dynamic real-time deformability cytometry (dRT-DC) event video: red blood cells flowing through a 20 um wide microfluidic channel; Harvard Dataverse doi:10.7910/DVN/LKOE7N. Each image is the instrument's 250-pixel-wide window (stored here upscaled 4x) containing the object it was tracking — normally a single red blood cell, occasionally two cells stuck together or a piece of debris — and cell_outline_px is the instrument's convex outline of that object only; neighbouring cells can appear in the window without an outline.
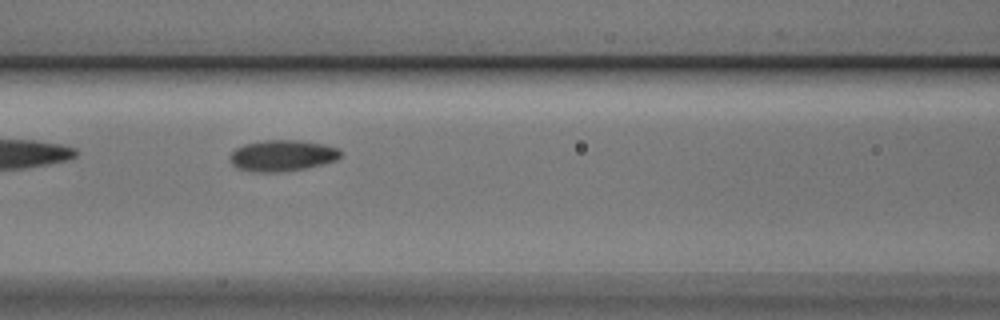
{"species": "Egyptian fruit bat (a non-hibernating species)", "species_latin": "Rousettus aegyptiacus", "temperature_condition": "cold", "stored_images_in_passage": 9, "camera_frame_rate_fps": 3000, "um_per_image_px": 0.085, "animal": {"sex": "male"}, "frame": {"image": 1, "passage_image": 4, "time_ms": 1.0, "image_size_px": [1000, 320], "cell_outline_px": [[340, 156], [336, 160], [304, 168], [280, 172], [252, 172], [236, 168], [232, 164], [228, 156], [236, 148], [244, 144], [264, 140], [300, 140], [324, 144], [340, 148]], "centroid_in_image_um": [23.96, 13.22], "position_along_channel_um": 142.6, "area_um2": 20.17}}
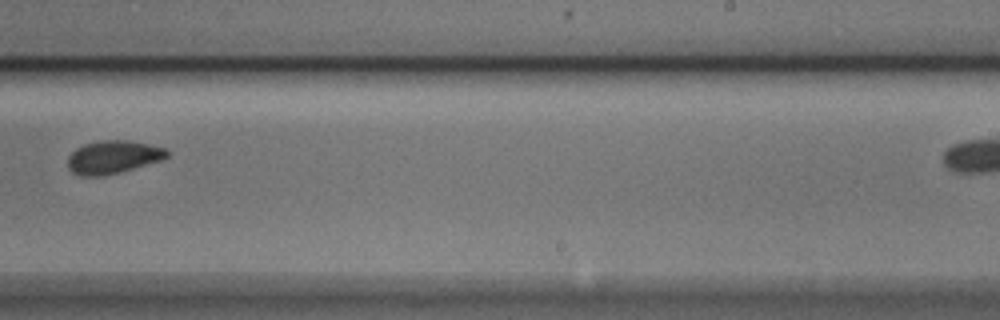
{"frame": {"image": 2, "passage_image": 7, "time_ms": 2.0, "image_size_px": [1000, 320], "cell_outline_px": [[168, 156], [160, 160], [120, 172], [104, 176], [80, 176], [72, 172], [68, 168], [68, 156], [76, 148], [84, 144], [100, 140], [128, 140], [148, 144], [164, 148], [168, 152]], "centroid_in_image_um": [9.56, 13.35], "position_along_channel_um": 279.4, "area_um2": 19.02}}
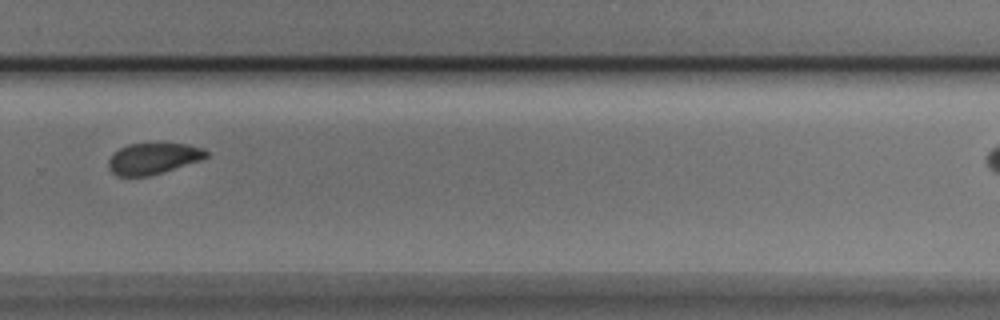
{"frame": {"image": 3, "passage_image": 8, "time_ms": 2.333, "image_size_px": [1000, 320], "cell_outline_px": [[208, 156], [200, 160], [148, 176], [120, 176], [112, 172], [108, 168], [108, 160], [120, 148], [128, 144], [188, 144], [204, 148], [208, 152]], "centroid_in_image_um": [13.02, 13.47], "position_along_channel_um": 316.8, "area_um2": 17.4}}